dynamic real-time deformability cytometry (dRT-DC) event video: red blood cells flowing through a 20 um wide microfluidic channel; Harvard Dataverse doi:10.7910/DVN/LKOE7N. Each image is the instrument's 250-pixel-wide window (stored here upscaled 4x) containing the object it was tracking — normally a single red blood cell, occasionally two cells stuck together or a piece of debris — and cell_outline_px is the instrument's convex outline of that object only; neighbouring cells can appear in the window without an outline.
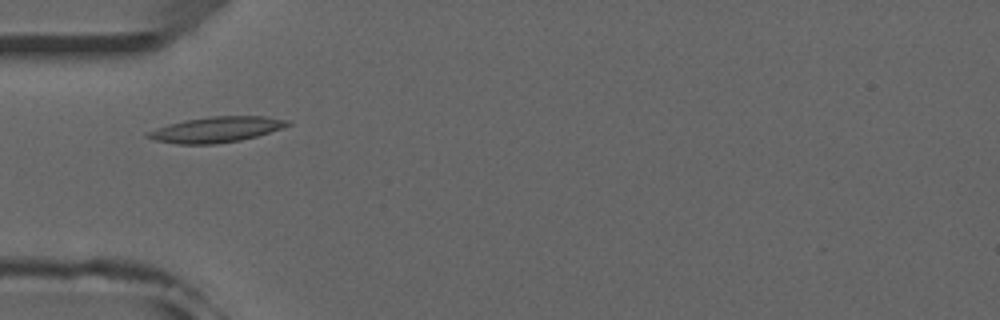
{"species": "common noctule bat (a hibernating species)", "species_latin": "Nyctalus noctula", "temperature_condition": "room temperature", "stored_images_in_passage": 13, "camera_frame_rate_fps": 3000, "um_per_image_px": 0.085, "animal": {"sex": "male", "forearm_length_mm": 52.5}, "frame": {"image": 1, "passage_image": 1, "time_ms": 0.0, "image_size_px": [1000, 320], "cell_outline_px": [[292, 124], [284, 128], [256, 136], [240, 140], [216, 144], [176, 144], [156, 140], [144, 136], [148, 132], [168, 124], [184, 120], [212, 116], [264, 116], [288, 120]], "centroid_in_image_um": [18.41, 11.01], "position_along_channel_um": 66.6, "area_um2": 20.75}}
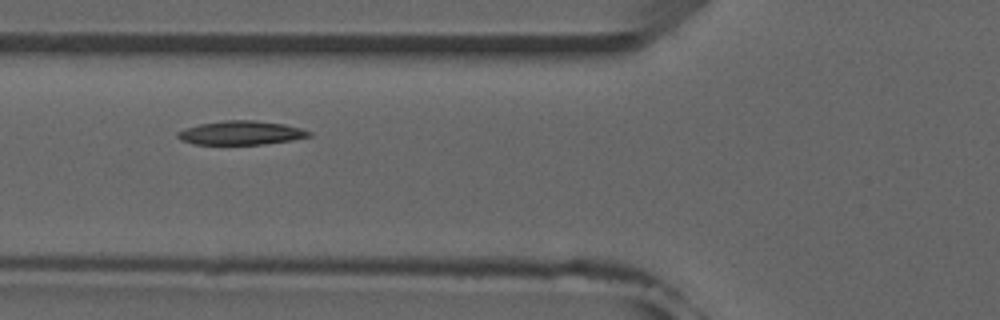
{"frame": {"image": 2, "passage_image": 4, "time_ms": 1.0, "image_size_px": [1000, 320], "cell_outline_px": [[312, 136], [292, 140], [264, 144], [192, 144], [180, 140], [176, 136], [176, 132], [200, 124], [224, 120], [256, 120], [284, 124], [300, 128], [312, 132]], "centroid_in_image_um": [20.5, 11.29], "position_along_channel_um": 105.3, "area_um2": 18.26}}
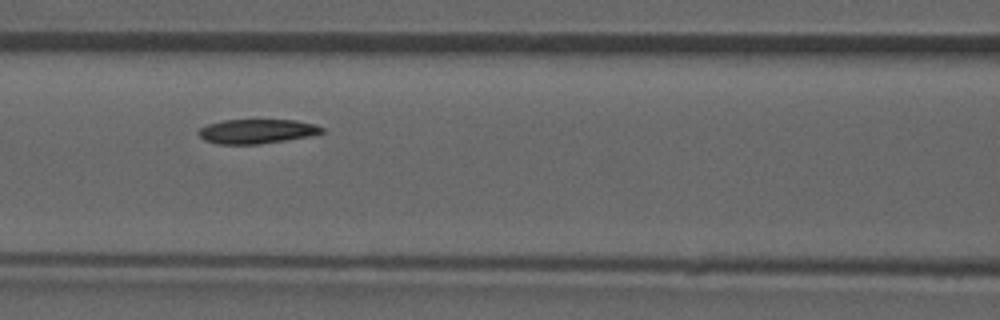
{"frame": {"image": 3, "passage_image": 7, "time_ms": 2.0, "image_size_px": [1000, 320], "cell_outline_px": [[324, 132], [308, 136], [260, 144], [216, 144], [204, 140], [196, 132], [200, 128], [208, 124], [224, 120], [296, 120], [316, 124], [324, 128]], "centroid_in_image_um": [21.81, 11.16], "position_along_channel_um": 144.8, "area_um2": 17.51}}